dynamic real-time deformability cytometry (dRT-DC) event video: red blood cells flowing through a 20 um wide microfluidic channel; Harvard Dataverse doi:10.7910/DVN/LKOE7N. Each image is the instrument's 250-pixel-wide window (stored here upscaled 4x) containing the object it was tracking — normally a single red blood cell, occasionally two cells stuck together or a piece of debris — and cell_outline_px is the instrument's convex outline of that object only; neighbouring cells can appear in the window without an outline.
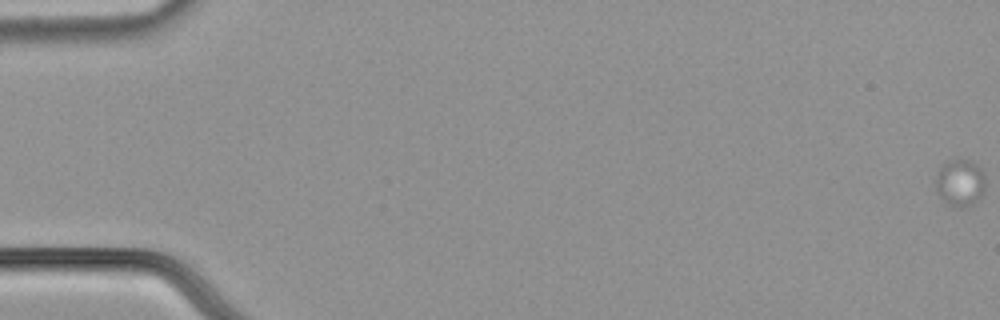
{"species": "common noctule bat (a hibernating species)", "species_latin": "Nyctalus noctula", "temperature_condition": "cold", "stored_images_in_passage": 21, "camera_frame_rate_fps": 3000, "um_per_image_px": 0.085, "animal": {"sex": "male", "body_mass_g": 21.5, "forearm_length_mm": 52.0}, "frame": {"image": 1, "passage_image": 1, "time_ms": 0.0, "image_size_px": [1000, 320], "cell_outline_px": [[984, 192], [972, 204], [948, 204], [936, 192], [936, 176], [940, 168], [948, 160], [972, 160], [980, 168], [984, 176]], "centroid_in_image_um": [81.6, 15.48], "position_along_channel_um": 3.4, "area_um2": 13.06}}
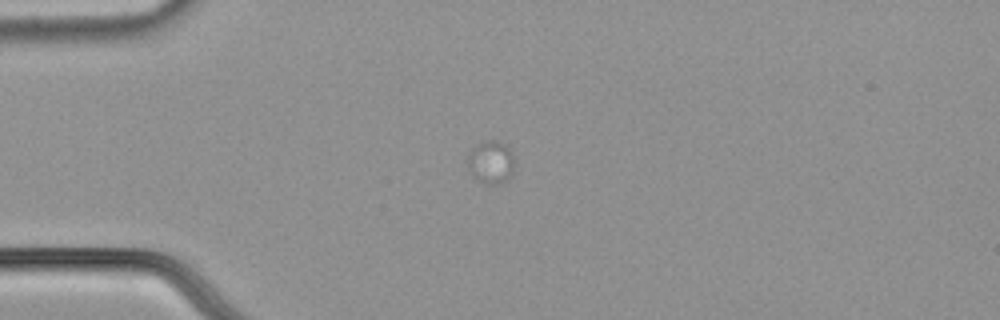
{"frame": {"image": 2, "passage_image": 18, "time_ms": 5.667, "image_size_px": [1000, 320], "cell_outline_px": [[512, 176], [508, 180], [500, 184], [488, 184], [472, 176], [468, 168], [468, 156], [472, 148], [476, 144], [484, 140], [496, 140], [504, 144], [512, 152]], "centroid_in_image_um": [41.71, 13.78], "position_along_channel_um": 43.3, "area_um2": 11.68}}